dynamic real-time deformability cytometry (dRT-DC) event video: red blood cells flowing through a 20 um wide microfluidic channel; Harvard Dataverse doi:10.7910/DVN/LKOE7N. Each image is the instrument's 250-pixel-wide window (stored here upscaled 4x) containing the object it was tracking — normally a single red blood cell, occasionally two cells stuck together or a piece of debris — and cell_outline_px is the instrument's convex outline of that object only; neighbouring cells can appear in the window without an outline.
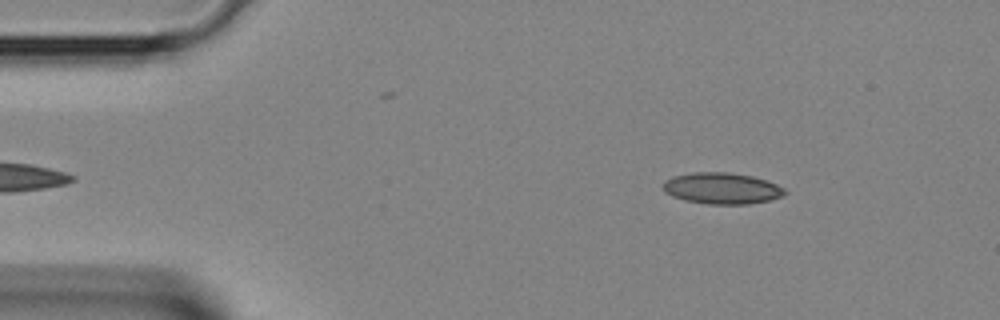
{"species": "Egyptian fruit bat (a non-hibernating species)", "species_latin": "Rousettus aegyptiacus", "temperature_condition": "room temperature", "stored_images_in_passage": 37, "segment_of_instrument_passage": [1, 2], "camera_frame_rate_fps": 3000, "um_per_image_px": 0.085, "animal": {"sex": "female"}, "frame": {"image": 1, "passage_image": 2, "time_ms": 0.333, "image_size_px": [1000, 320], "cell_outline_px": [[788, 192], [784, 196], [768, 200], [748, 204], [708, 204], [684, 200], [672, 196], [664, 192], [664, 180], [672, 176], [692, 172], [728, 172], [752, 176], [768, 180], [784, 188]], "centroid_in_image_um": [61.37, 16.0], "position_along_channel_um": 23.6, "area_um2": 22.37}}
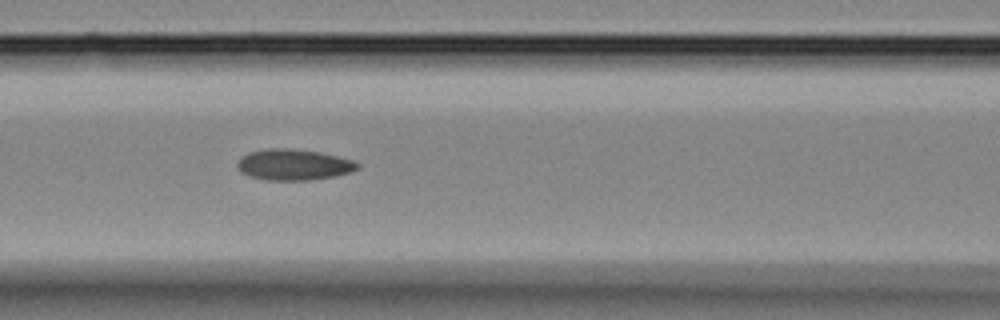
{"frame": {"image": 2, "passage_image": 13, "time_ms": 4.0, "image_size_px": [1000, 320], "cell_outline_px": [[360, 168], [348, 172], [332, 176], [308, 180], [268, 180], [248, 176], [240, 172], [236, 164], [248, 152], [268, 148], [292, 148], [320, 152], [352, 160], [360, 164]], "centroid_in_image_um": [24.93, 13.99], "position_along_channel_um": 141.7, "area_um2": 21.56}}
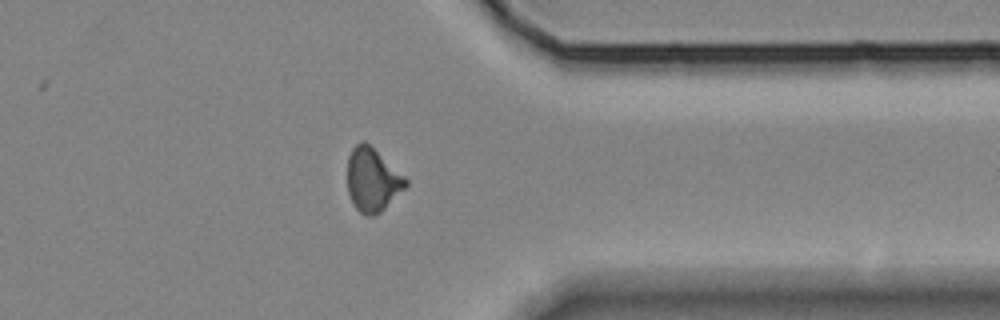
{"frame": {"image": 3, "passage_image": 28, "time_ms": 9.0, "image_size_px": [1000, 320], "cell_outline_px": [[408, 184], [376, 216], [368, 216], [360, 212], [356, 208], [348, 192], [348, 156], [352, 148], [356, 144], [364, 140], [404, 176], [408, 180]], "centroid_in_image_um": [31.64, 15.29], "position_along_channel_um": 379.8, "area_um2": 21.1}}